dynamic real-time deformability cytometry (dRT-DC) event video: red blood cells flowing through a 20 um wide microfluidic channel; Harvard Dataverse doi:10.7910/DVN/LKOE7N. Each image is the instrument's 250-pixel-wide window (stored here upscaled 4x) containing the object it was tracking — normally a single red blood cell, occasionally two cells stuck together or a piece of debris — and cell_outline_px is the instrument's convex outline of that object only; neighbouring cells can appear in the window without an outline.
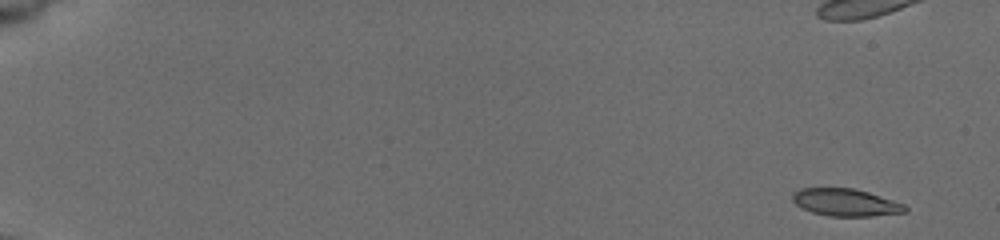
{"species": "common noctule bat (a hibernating species)", "species_latin": "Nyctalus noctula", "temperature_condition": "cold", "stored_images_in_passage": 54, "camera_frame_rate_fps": 3000, "um_per_image_px": 0.085, "animal": {"sex": "female", "body_mass_g": 19.5, "forearm_length_mm": 54.1}, "frame": {"image": 1, "passage_image": 1, "time_ms": 0.0, "image_size_px": [1000, 240], "cell_outline_px": [[908, 212], [872, 216], [828, 216], [812, 212], [796, 204], [792, 200], [792, 192], [800, 188], [856, 188], [904, 204], [908, 208]], "centroid_in_image_um": [71.88, 17.2], "position_along_channel_um": 13.1, "area_um2": 17.98}}
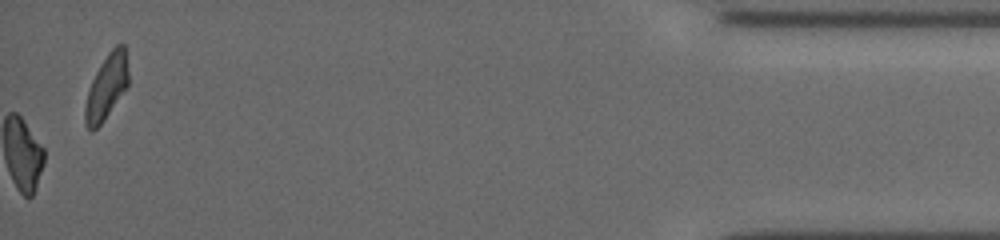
{"frame": {"image": 2, "passage_image": 54, "time_ms": 17.667, "image_size_px": [1000, 240], "cell_outline_px": [[128, 84], [104, 120], [92, 132], [88, 128], [84, 120], [84, 108], [88, 92], [92, 80], [100, 64], [108, 52], [116, 44], [124, 44], [128, 72]], "centroid_in_image_um": [9.04, 7.38], "position_along_channel_um": 426.2, "area_um2": 16.07}, "authors_computed_cell_mechanics": {"area_um2": 18.9584, "velocity_mm_per_s": 3.839, "shape_relaxation_time_tau1_ms": 5.6446, "shape_relaxation_time_tau2_ms": 8.5676, "deformation_change_tau1": 0.1428, "deformation_change_tau2": 0.1688}}